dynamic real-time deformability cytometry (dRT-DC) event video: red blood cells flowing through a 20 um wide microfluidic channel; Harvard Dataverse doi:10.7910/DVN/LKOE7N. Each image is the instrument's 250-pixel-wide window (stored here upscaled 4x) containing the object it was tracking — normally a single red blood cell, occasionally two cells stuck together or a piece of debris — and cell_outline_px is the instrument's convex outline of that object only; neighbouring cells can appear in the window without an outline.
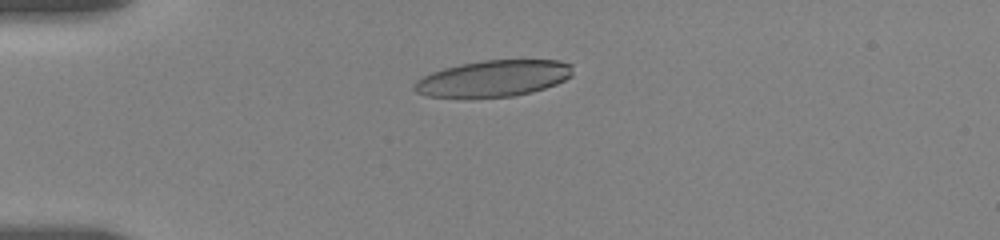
{"species": "human", "species_latin": "Homo sapiens", "temperature_condition": "room temperature", "stored_images_in_passage": 56, "camera_frame_rate_fps": 3000, "um_per_image_px": 0.085, "donor": {"sex": "female"}, "frame": {"image": 1, "passage_image": 15, "time_ms": 4.667, "image_size_px": [1000, 240], "cell_outline_px": [[572, 76], [556, 84], [532, 92], [512, 96], [472, 100], [468, 100], [428, 96], [416, 92], [412, 88], [412, 84], [416, 80], [432, 72], [444, 68], [460, 64], [484, 60], [560, 60], [572, 64]], "centroid_in_image_um": [41.89, 6.7], "position_along_channel_um": 43.1, "area_um2": 34.45}}
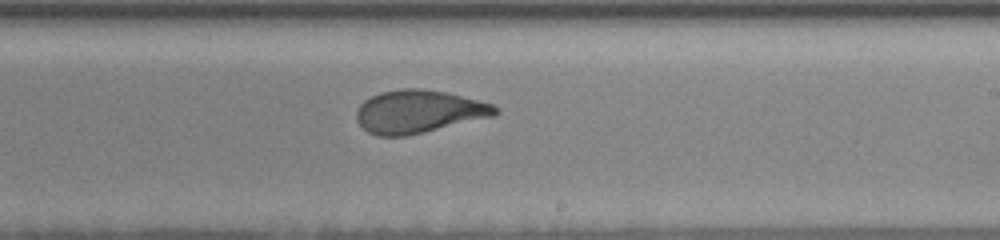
{"frame": {"image": 2, "passage_image": 35, "time_ms": 11.333, "image_size_px": [1000, 240], "cell_outline_px": [[500, 112], [492, 116], [424, 132], [404, 136], [376, 136], [368, 132], [356, 120], [356, 108], [364, 100], [380, 92], [400, 88], [420, 88], [448, 92], [492, 104]], "centroid_in_image_um": [35.54, 9.47], "position_along_channel_um": 253.5, "area_um2": 34.62}}
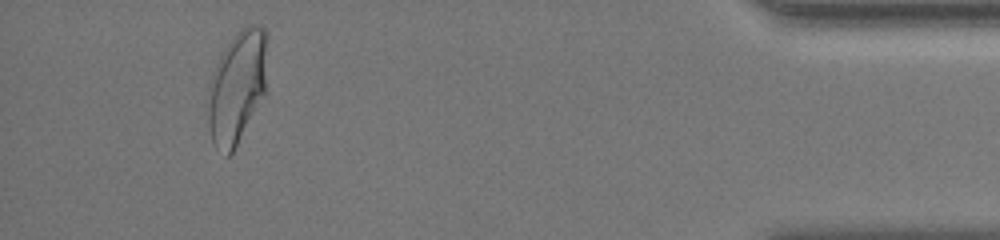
{"frame": {"image": 3, "passage_image": 53, "time_ms": 17.333, "image_size_px": [1000, 240], "cell_outline_px": [[268, 32], [264, 96], [232, 152], [228, 156], [224, 156], [212, 144], [208, 124], [208, 84], [212, 72], [224, 48], [236, 32], [240, 28], [248, 24], [260, 24]], "centroid_in_image_um": [20.14, 7.35], "position_along_channel_um": 415.1, "area_um2": 39.36}, "authors_computed_cell_mechanics": {"area_um2": 34.8534, "velocity_mm_per_s": 3.6153, "shape_relaxation_time_tau1_ms": 4.4164, "shape_relaxation_time_tau2_ms": 1.2262, "deformation_change_tau1": 0.2001, "deformation_change_tau2": 0.0848}}